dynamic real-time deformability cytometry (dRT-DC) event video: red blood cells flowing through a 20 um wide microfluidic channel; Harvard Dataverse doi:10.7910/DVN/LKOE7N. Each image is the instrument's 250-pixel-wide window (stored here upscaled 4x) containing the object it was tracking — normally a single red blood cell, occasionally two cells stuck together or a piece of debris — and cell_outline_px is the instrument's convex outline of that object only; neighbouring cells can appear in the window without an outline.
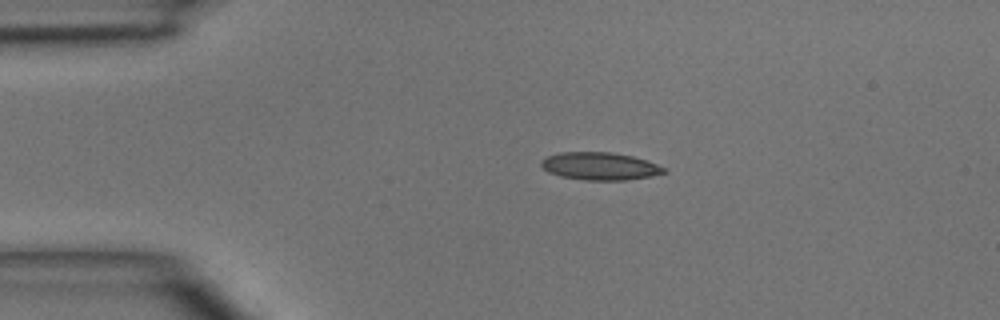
{"species": "common noctule bat (a hibernating species)", "species_latin": "Nyctalus noctula", "temperature_condition": "room temperature", "stored_images_in_passage": 2, "camera_frame_rate_fps": 3000, "um_per_image_px": 0.085, "animal": {"sex": "male", "body_mass_g": 15.6}, "frame": {"image": 1, "passage_image": 1, "time_ms": 0.0, "image_size_px": [1000, 320], "cell_outline_px": [[668, 172], [652, 176], [624, 180], [584, 180], [560, 176], [548, 172], [540, 164], [540, 160], [548, 156], [560, 152], [612, 152], [632, 156], [668, 168]], "centroid_in_image_um": [51.0, 14.12], "position_along_channel_um": 34.0, "area_um2": 19.83}}